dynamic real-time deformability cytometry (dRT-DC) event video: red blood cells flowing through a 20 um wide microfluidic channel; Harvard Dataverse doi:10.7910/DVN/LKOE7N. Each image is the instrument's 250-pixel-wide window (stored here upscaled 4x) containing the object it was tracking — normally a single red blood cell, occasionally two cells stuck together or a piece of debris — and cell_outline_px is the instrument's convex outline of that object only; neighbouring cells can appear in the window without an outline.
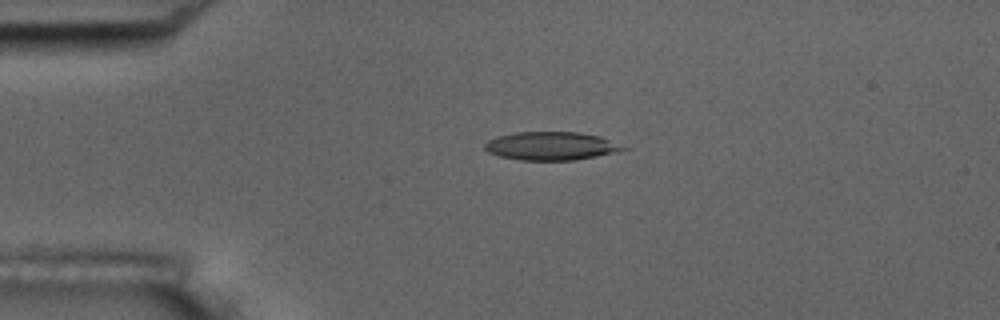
{"species": "common noctule bat (a hibernating species)", "species_latin": "Nyctalus noctula", "temperature_condition": "room temperature", "stored_images_in_passage": 5, "camera_frame_rate_fps": 3000, "um_per_image_px": 0.085, "animal": {"sex": "male", "body_mass_g": 17.5, "forearm_length_mm": 52.3}, "frame": {"image": 1, "passage_image": 4, "time_ms": 3.333, "image_size_px": [1000, 320], "cell_outline_px": [[628, 148], [620, 152], [576, 160], [520, 160], [500, 156], [488, 152], [484, 148], [484, 144], [488, 140], [496, 136], [516, 132], [580, 132], [600, 136]], "centroid_in_image_um": [46.85, 12.41], "position_along_channel_um": 38.2, "area_um2": 22.95}}